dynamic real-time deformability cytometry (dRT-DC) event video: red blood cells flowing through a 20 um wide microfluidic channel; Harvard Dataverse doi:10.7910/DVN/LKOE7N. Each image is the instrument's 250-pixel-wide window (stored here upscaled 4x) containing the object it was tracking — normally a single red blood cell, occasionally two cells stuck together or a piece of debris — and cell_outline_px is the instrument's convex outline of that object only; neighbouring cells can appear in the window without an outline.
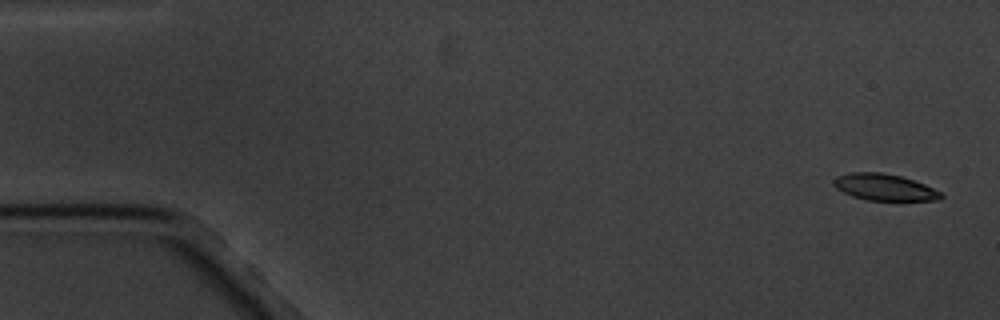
{"species": "common noctule bat (a hibernating species)", "species_latin": "Nyctalus noctula", "temperature_condition": "cold", "stored_images_in_passage": 5, "camera_frame_rate_fps": 3000, "um_per_image_px": 0.085, "animal": {"sex": "male", "body_mass_g": 20.1, "forearm_length_mm": 53.5}, "frame": {"image": 1, "passage_image": 1, "time_ms": 0.0, "image_size_px": [1000, 320], "cell_outline_px": [[944, 196], [940, 200], [868, 200], [852, 196], [836, 188], [832, 184], [832, 180], [836, 176], [852, 172], [880, 172], [900, 176], [924, 184], [940, 192]], "centroid_in_image_um": [75.14, 15.91], "position_along_channel_um": 9.9, "area_um2": 16.47}}
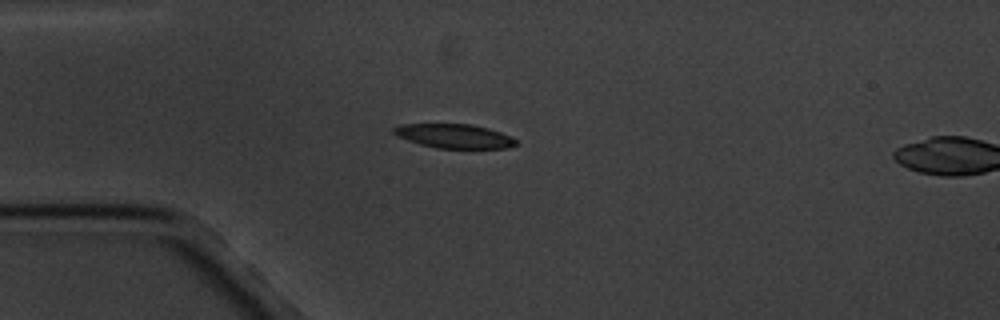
{"frame": {"image": 2, "passage_image": 4, "time_ms": 4.333, "image_size_px": [1000, 320], "cell_outline_px": [[520, 144], [508, 148], [436, 148], [420, 144], [396, 136], [392, 132], [392, 128], [400, 124], [472, 124], [488, 128], [500, 132], [516, 140]], "centroid_in_image_um": [38.59, 11.56], "position_along_channel_um": 46.4, "area_um2": 17.22}}